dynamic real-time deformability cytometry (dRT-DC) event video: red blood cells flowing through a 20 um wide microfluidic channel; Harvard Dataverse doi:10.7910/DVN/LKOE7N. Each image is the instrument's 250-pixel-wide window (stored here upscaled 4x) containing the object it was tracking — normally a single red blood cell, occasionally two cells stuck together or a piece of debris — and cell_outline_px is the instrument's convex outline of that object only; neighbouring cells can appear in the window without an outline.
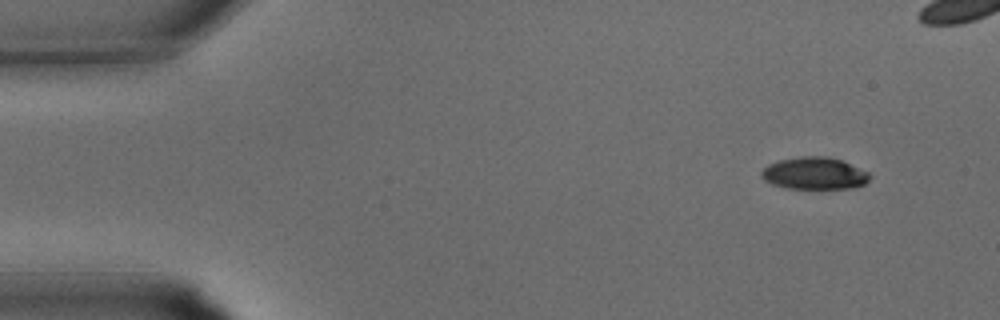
{"species": "common noctule bat (a hibernating species)", "species_latin": "Nyctalus noctula", "temperature_condition": "warm", "stored_images_in_passage": 26, "camera_frame_rate_fps": 3000, "um_per_image_px": 0.085, "animal": {"sex": "male", "body_mass_g": 15.6}, "frame": {"image": 1, "passage_image": 1, "time_ms": 0.0, "image_size_px": [1000, 320], "cell_outline_px": [[872, 176], [864, 184], [856, 188], [788, 188], [772, 184], [764, 180], [760, 176], [760, 172], [768, 164], [780, 160], [800, 156], [828, 156], [840, 160], [868, 172]], "centroid_in_image_um": [69.21, 14.73], "position_along_channel_um": 15.8, "area_um2": 20.23}}
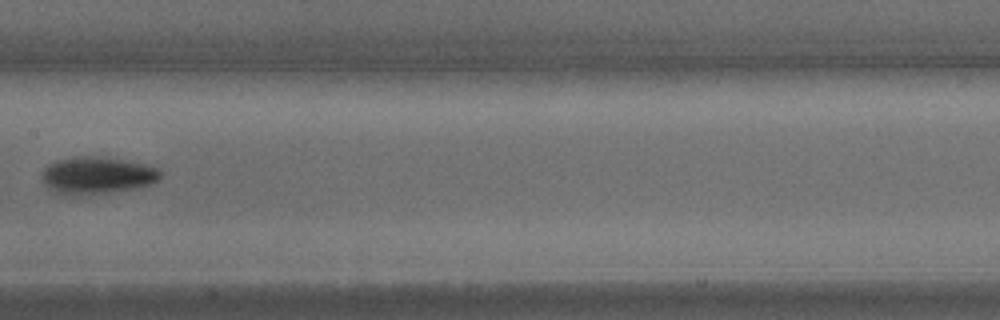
{"frame": {"image": 2, "passage_image": 15, "time_ms": 4.667, "image_size_px": [1000, 320], "cell_outline_px": [[160, 176], [152, 184], [136, 188], [84, 196], [64, 196], [48, 188], [44, 184], [40, 176], [44, 168], [48, 164], [56, 160], [104, 156], [140, 164], [156, 168], [160, 172]], "centroid_in_image_um": [8.17, 14.95], "position_along_channel_um": 199.2, "area_um2": 25.49}}
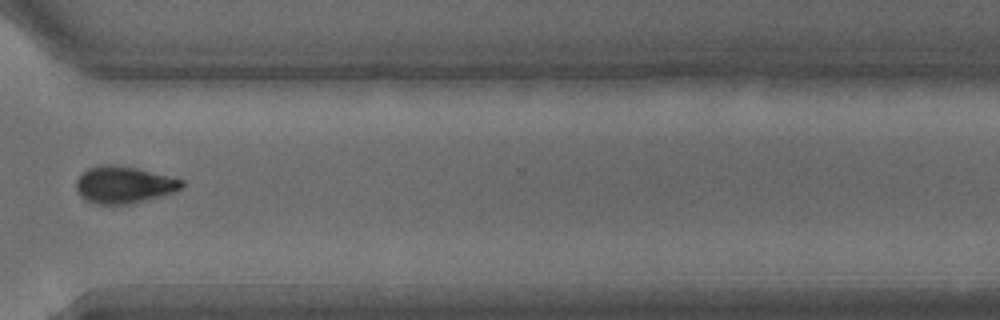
{"frame": {"image": 3, "passage_image": 23, "time_ms": 7.333, "image_size_px": [1000, 320], "cell_outline_px": [[184, 184], [180, 188], [172, 192], [160, 196], [128, 204], [96, 204], [84, 200], [80, 196], [76, 188], [76, 180], [80, 172], [88, 168], [108, 164], [112, 164], [136, 168], [184, 180]], "centroid_in_image_um": [10.46, 15.7], "position_along_channel_um": 360.1, "area_um2": 22.6}}